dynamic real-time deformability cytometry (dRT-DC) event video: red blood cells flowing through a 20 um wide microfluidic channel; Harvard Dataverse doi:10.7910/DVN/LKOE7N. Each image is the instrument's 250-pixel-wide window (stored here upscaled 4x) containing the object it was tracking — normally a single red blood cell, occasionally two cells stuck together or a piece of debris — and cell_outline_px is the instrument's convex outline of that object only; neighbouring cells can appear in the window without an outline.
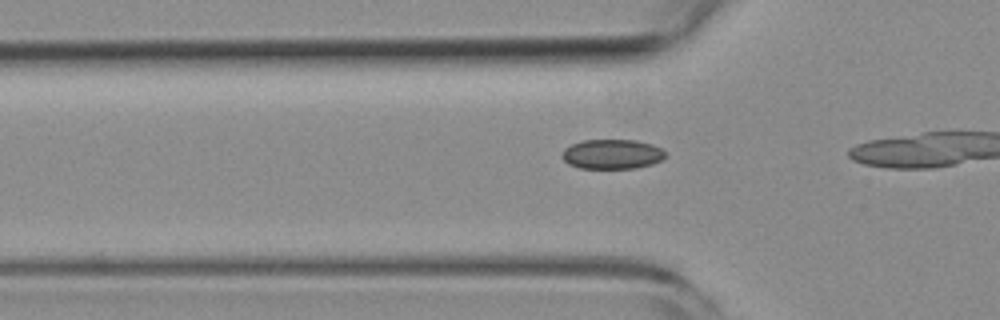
{"species": "common noctule bat (a hibernating species)", "species_latin": "Nyctalus noctula", "temperature_condition": "room temperature", "stored_images_in_passage": 13, "camera_frame_rate_fps": 3000, "um_per_image_px": 0.085, "animal": {"sex": "female", "body_mass_g": 19.3, "forearm_length_mm": 54.1}, "frame": {"image": 1, "passage_image": 10, "time_ms": 3.0, "image_size_px": [1000, 320], "cell_outline_px": [[664, 156], [660, 160], [652, 164], [636, 168], [580, 168], [568, 164], [560, 156], [564, 148], [572, 144], [584, 140], [636, 140], [652, 144], [660, 148], [664, 152]], "centroid_in_image_um": [51.99, 13.1], "position_along_channel_um": 73.8, "area_um2": 17.8}}